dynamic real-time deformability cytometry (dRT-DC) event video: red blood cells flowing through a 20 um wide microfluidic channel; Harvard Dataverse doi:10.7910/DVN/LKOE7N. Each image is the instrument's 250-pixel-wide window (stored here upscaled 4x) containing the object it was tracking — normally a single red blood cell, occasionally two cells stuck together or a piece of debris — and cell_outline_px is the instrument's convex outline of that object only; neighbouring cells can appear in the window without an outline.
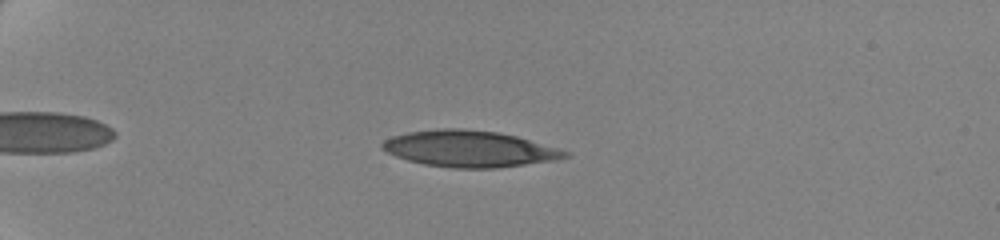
{"species": "human", "species_latin": "Homo sapiens", "temperature_condition": "cold", "stored_images_in_passage": 54, "camera_frame_rate_fps": 3000, "um_per_image_px": 0.085, "donor": {"sex": "female"}, "frame": {"image": 1, "passage_image": 11, "time_ms": 3.333, "image_size_px": [1000, 240], "cell_outline_px": [[572, 156], [556, 160], [496, 168], [452, 168], [424, 164], [408, 160], [396, 156], [380, 148], [380, 144], [384, 140], [392, 136], [408, 132], [440, 128], [460, 128], [496, 132], [516, 136], [560, 148], [572, 152]], "centroid_in_image_um": [39.93, 12.65], "position_along_channel_um": 45.1, "area_um2": 38.9}}
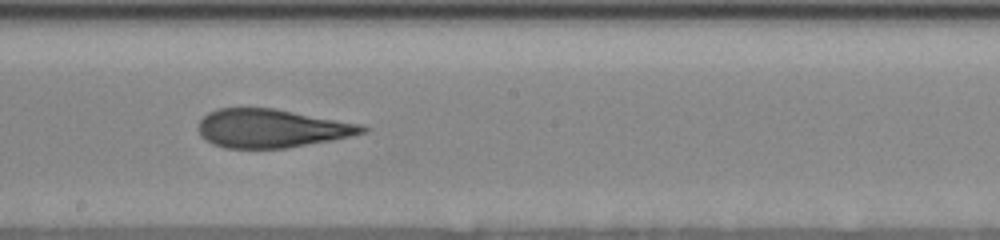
{"frame": {"image": 2, "passage_image": 31, "time_ms": 10.0, "image_size_px": [1000, 240], "cell_outline_px": [[368, 128], [364, 132], [348, 136], [288, 148], [224, 148], [212, 144], [204, 140], [200, 136], [200, 120], [208, 112], [220, 108], [272, 108], [360, 124]], "centroid_in_image_um": [23.01, 10.91], "position_along_channel_um": 225.2, "area_um2": 36.24}}
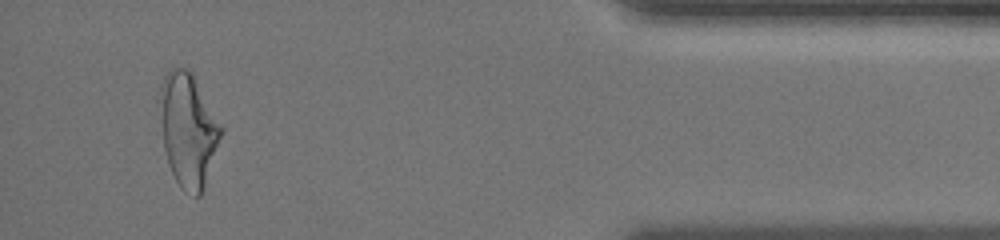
{"frame": {"image": 3, "passage_image": 51, "time_ms": 16.667, "image_size_px": [1000, 240], "cell_outline_px": [[224, 128], [204, 188], [200, 196], [196, 196], [184, 192], [180, 188], [168, 164], [164, 148], [156, 100], [164, 76], [172, 68], [188, 68], [192, 72]], "centroid_in_image_um": [15.97, 11.01], "position_along_channel_um": 419.2, "area_um2": 41.04}, "authors_computed_cell_mechanics": {"area_um2": 37.9168, "velocity_mm_per_s": 3.5039, "shape_relaxation_time_tau1_ms": 10.372, "shape_relaxation_time_tau2_ms": 2.0473, "deformation_change_tau1": 0.282, "deformation_change_tau2": 0.1124}}